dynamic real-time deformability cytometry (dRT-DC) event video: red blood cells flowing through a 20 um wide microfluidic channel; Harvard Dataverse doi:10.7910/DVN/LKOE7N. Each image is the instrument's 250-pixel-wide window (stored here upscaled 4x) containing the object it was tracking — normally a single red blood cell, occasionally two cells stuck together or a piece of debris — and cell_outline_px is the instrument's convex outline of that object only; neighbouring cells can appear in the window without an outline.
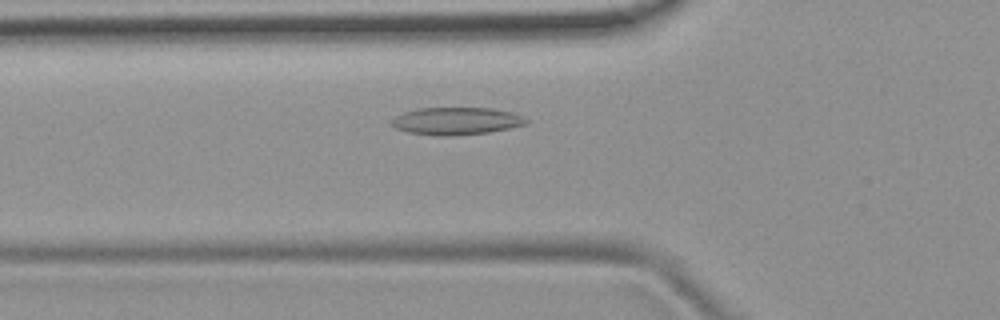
{"species": "common noctule bat (a hibernating species)", "species_latin": "Nyctalus noctula", "temperature_condition": "room temperature", "stored_images_in_passage": 44, "camera_frame_rate_fps": 3000, "um_per_image_px": 0.085, "animal": {"sex": "female", "body_mass_g": 19.9}, "frame": {"image": 1, "passage_image": 10, "time_ms": 3.0, "image_size_px": [1000, 320], "cell_outline_px": [[528, 124], [488, 132], [456, 136], [436, 136], [408, 132], [396, 128], [392, 124], [392, 120], [396, 116], [404, 112], [416, 108], [492, 108], [512, 112], [528, 120]], "centroid_in_image_um": [38.78, 10.29], "position_along_channel_um": 87.0, "area_um2": 21.5}}
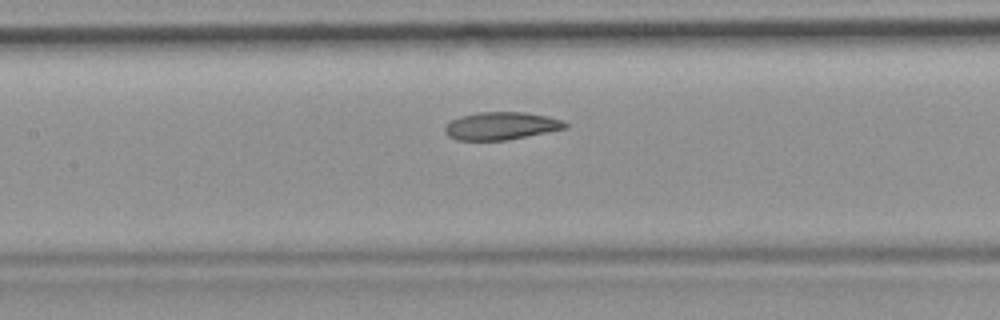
{"frame": {"image": 2, "passage_image": 16, "time_ms": 5.0, "image_size_px": [1000, 320], "cell_outline_px": [[568, 128], [508, 140], [456, 140], [448, 136], [444, 132], [444, 128], [452, 120], [460, 116], [476, 112], [524, 112], [548, 116], [564, 120], [568, 124]], "centroid_in_image_um": [42.62, 10.7], "position_along_channel_um": 164.8, "area_um2": 19.59}}
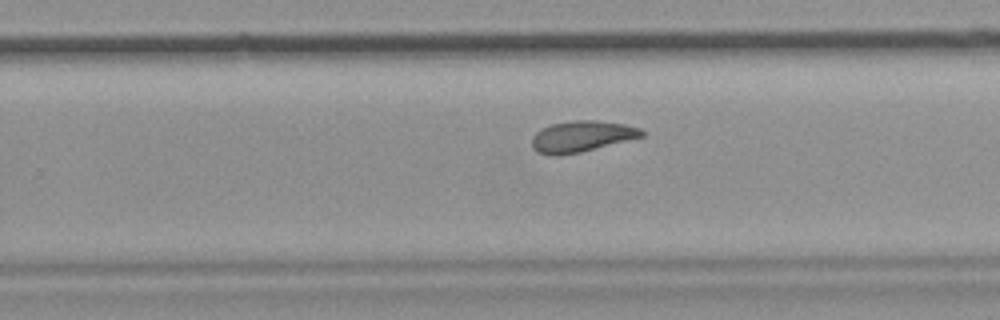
{"frame": {"image": 3, "passage_image": 25, "time_ms": 8.0, "image_size_px": [1000, 320], "cell_outline_px": [[644, 136], [580, 152], [556, 156], [548, 156], [536, 152], [532, 148], [532, 136], [540, 128], [552, 124], [576, 120], [596, 120], [624, 124], [640, 128], [644, 132]], "centroid_in_image_um": [49.39, 11.6], "position_along_channel_um": 280.4, "area_um2": 19.94}, "authors_computed_cell_mechanics": {"area_um2": 20.4612, "velocity_mm_per_s": 3.8818, "shape_relaxation_time_tau1_ms": 10.0065, "shape_relaxation_time_tau2_ms": 3.8686, "deformation_change_tau1": 0.1729, "deformation_change_tau2": 0.1078}}